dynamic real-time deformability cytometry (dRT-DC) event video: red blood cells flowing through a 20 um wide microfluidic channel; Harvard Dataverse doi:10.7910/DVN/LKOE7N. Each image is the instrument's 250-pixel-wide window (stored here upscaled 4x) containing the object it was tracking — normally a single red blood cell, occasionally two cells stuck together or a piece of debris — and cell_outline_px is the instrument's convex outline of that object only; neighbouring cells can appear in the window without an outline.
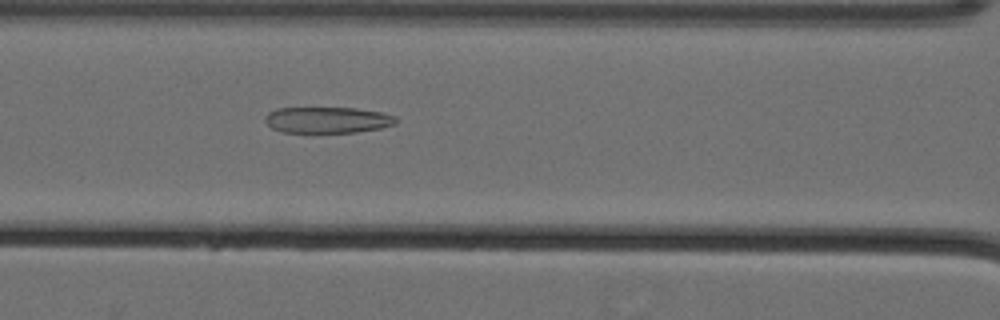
{"species": "Egyptian fruit bat (a non-hibernating species)", "species_latin": "Rousettus aegyptiacus", "temperature_condition": "cold", "stored_images_in_passage": 60, "camera_frame_rate_fps": 3000, "um_per_image_px": 0.085, "animal": {"sex": "female"}, "frame": {"image": 1, "passage_image": 29, "time_ms": 9.333, "image_size_px": [1000, 320], "cell_outline_px": [[400, 120], [396, 124], [380, 128], [356, 132], [308, 136], [284, 132], [272, 128], [264, 120], [264, 116], [268, 112], [276, 108], [356, 108], [380, 112], [396, 116]], "centroid_in_image_um": [27.8, 10.25], "position_along_channel_um": 138.8, "area_um2": 21.04}}
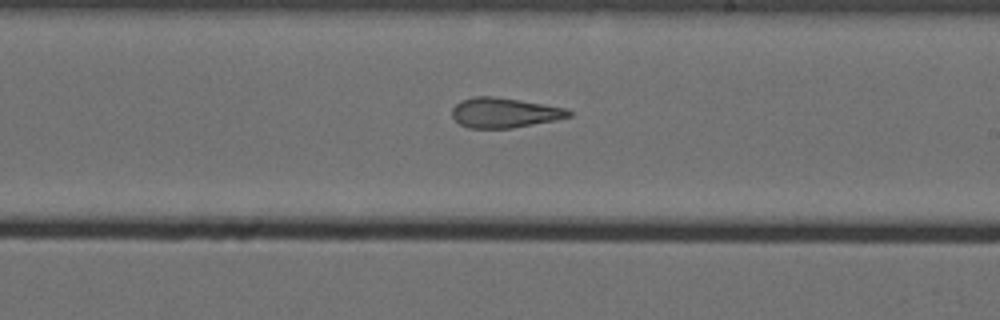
{"frame": {"image": 2, "passage_image": 38, "time_ms": 12.333, "image_size_px": [1000, 320], "cell_outline_px": [[572, 116], [556, 120], [512, 128], [468, 128], [460, 124], [452, 116], [452, 108], [460, 100], [472, 96], [492, 96], [520, 100], [564, 108], [572, 112]], "centroid_in_image_um": [42.84, 9.58], "position_along_channel_um": 246.2, "area_um2": 20.35}}
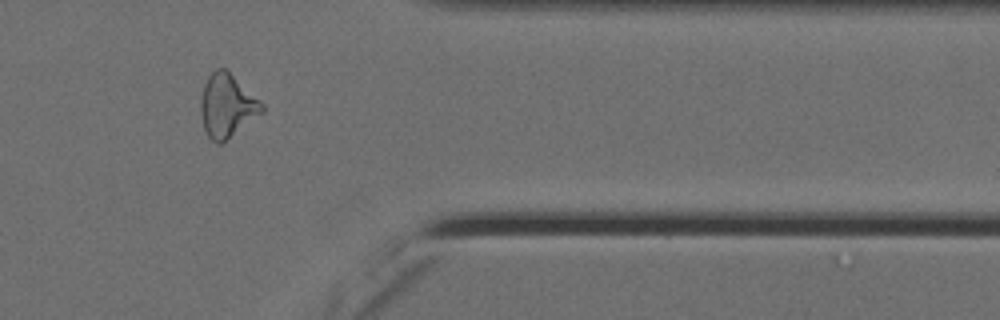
{"frame": {"image": 3, "passage_image": 51, "time_ms": 16.667, "image_size_px": [1000, 320], "cell_outline_px": [[264, 112], [220, 144], [216, 144], [204, 132], [200, 112], [200, 100], [204, 84], [208, 76], [216, 68], [224, 68], [260, 100], [264, 104]], "centroid_in_image_um": [19.28, 9.0], "position_along_channel_um": 392.1, "area_um2": 22.48}, "authors_computed_cell_mechanics": {"area_um2": 23.3512, "velocity_mm_per_s": 3.5811, "shape_relaxation_time_tau1_ms": null, "shape_relaxation_time_tau2_ms": 3.0235, "deformation_change_tau1": null, "deformation_change_tau2": 0.1355}}